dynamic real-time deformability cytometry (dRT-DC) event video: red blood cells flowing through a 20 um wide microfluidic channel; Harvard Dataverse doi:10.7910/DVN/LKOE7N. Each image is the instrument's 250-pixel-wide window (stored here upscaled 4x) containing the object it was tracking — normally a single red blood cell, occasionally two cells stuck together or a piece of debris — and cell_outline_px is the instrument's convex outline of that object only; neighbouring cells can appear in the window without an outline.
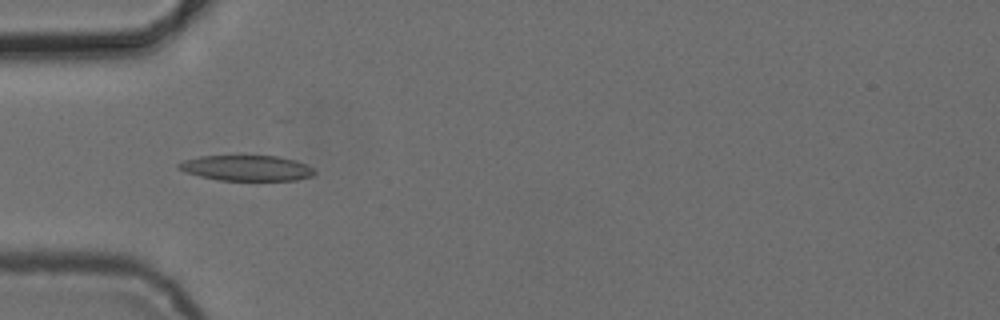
{"species": "common noctule bat (a hibernating species)", "species_latin": "Nyctalus noctula", "temperature_condition": "cold", "stored_images_in_passage": 7, "camera_frame_rate_fps": 3000, "um_per_image_px": 0.085, "animal": {"sex": "female", "body_mass_g": 24.6, "forearm_length_mm": 56.2}, "frame": {"image": 1, "passage_image": 4, "time_ms": 3.667, "image_size_px": [1000, 320], "cell_outline_px": [[316, 172], [312, 176], [296, 180], [220, 180], [200, 176], [184, 172], [176, 168], [176, 164], [184, 160], [200, 156], [280, 156], [296, 160], [312, 168]], "centroid_in_image_um": [20.93, 14.28], "position_along_channel_um": 64.1, "area_um2": 20.17}}
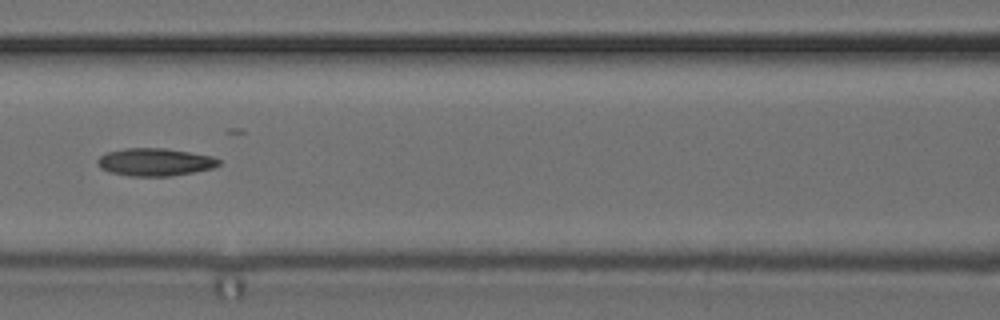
{"frame": {"image": 2, "passage_image": 6, "time_ms": 6.0, "image_size_px": [1000, 320], "cell_outline_px": [[220, 164], [212, 168], [192, 172], [168, 176], [128, 176], [108, 172], [100, 168], [96, 164], [96, 160], [100, 156], [108, 152], [124, 148], [164, 148], [212, 156], [220, 160]], "centroid_in_image_um": [13.11, 13.78], "position_along_channel_um": 153.5, "area_um2": 19.54}}
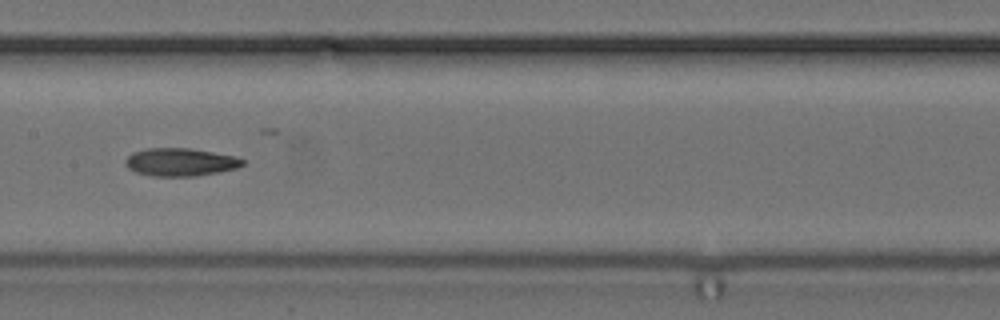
{"frame": {"image": 3, "passage_image": 7, "time_ms": 7.0, "image_size_px": [1000, 320], "cell_outline_px": [[244, 164], [236, 168], [220, 172], [196, 176], [152, 176], [136, 172], [128, 168], [124, 164], [124, 160], [132, 152], [148, 148], [192, 148], [236, 156], [244, 160]], "centroid_in_image_um": [15.32, 13.77], "position_along_channel_um": 192.1, "area_um2": 19.25}}